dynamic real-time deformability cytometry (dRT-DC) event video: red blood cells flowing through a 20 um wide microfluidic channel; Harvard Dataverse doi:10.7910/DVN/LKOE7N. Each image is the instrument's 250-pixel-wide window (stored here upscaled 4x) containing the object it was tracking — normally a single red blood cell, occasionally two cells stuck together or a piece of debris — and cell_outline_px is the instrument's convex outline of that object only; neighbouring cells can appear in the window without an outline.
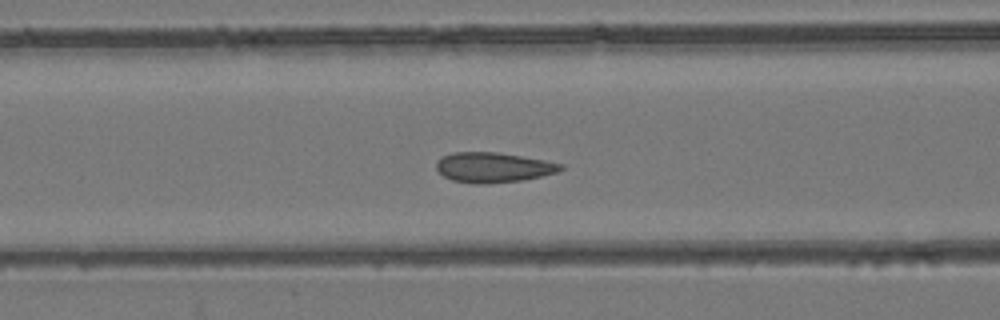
{"species": "common noctule bat (a hibernating species)", "species_latin": "Nyctalus noctula", "temperature_condition": "room temperature", "stored_images_in_passage": 42, "camera_frame_rate_fps": 3000, "um_per_image_px": 0.085, "animal": {"sex": "female", "body_mass_g": 24.6, "forearm_length_mm": 56.2}, "frame": {"image": 1, "passage_image": 13, "time_ms": 4.0, "image_size_px": [1000, 320], "cell_outline_px": [[564, 168], [556, 172], [540, 176], [520, 180], [484, 184], [476, 184], [452, 180], [444, 176], [436, 168], [436, 160], [440, 156], [452, 152], [496, 152], [544, 160], [564, 164]], "centroid_in_image_um": [41.88, 14.22], "position_along_channel_um": 124.7, "area_um2": 21.68}}
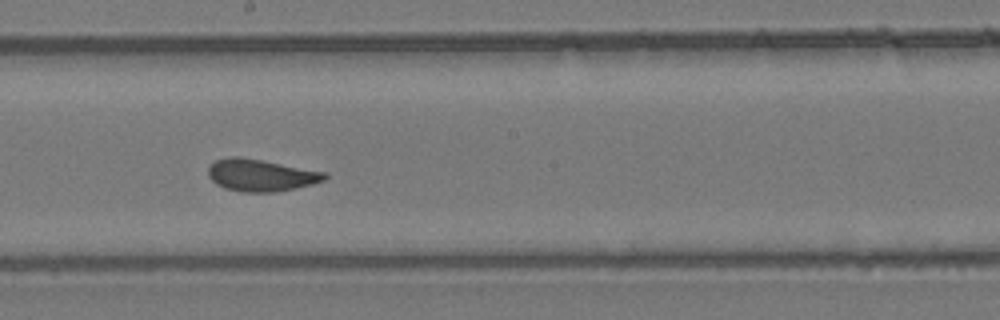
{"frame": {"image": 2, "passage_image": 21, "time_ms": 6.667, "image_size_px": [1000, 320], "cell_outline_px": [[328, 176], [324, 180], [312, 184], [296, 188], [276, 192], [244, 192], [224, 188], [216, 184], [208, 176], [208, 168], [216, 160], [232, 156], [240, 156], [328, 172]], "centroid_in_image_um": [22.19, 14.89], "position_along_channel_um": 226.0, "area_um2": 21.85}}
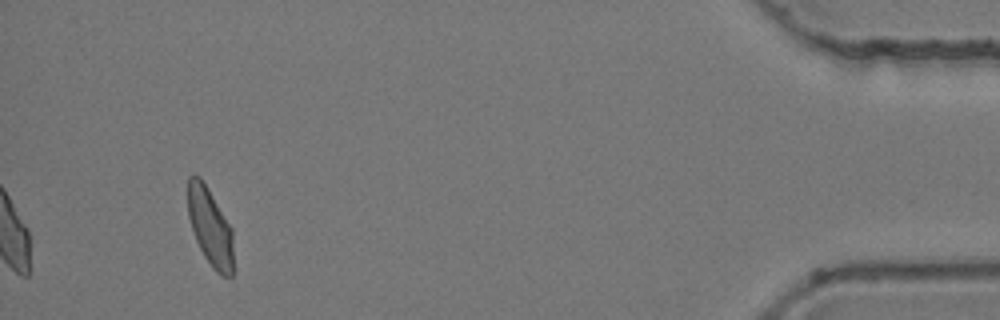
{"frame": {"image": 3, "passage_image": 42, "time_ms": 13.667, "image_size_px": [1000, 320], "cell_outline_px": [[232, 276], [220, 276], [212, 268], [204, 256], [196, 240], [188, 216], [188, 176], [200, 176], [232, 228]], "centroid_in_image_um": [17.85, 19.3], "position_along_channel_um": 417.3, "area_um2": 20.35}, "authors_computed_cell_mechanics": {"area_um2": 21.3282, "velocity_mm_per_s": 3.8105, "shape_relaxation_time_tau1_ms": null, "shape_relaxation_time_tau2_ms": 0.4793, "deformation_change_tau1": null, "deformation_change_tau2": 0.0858}}